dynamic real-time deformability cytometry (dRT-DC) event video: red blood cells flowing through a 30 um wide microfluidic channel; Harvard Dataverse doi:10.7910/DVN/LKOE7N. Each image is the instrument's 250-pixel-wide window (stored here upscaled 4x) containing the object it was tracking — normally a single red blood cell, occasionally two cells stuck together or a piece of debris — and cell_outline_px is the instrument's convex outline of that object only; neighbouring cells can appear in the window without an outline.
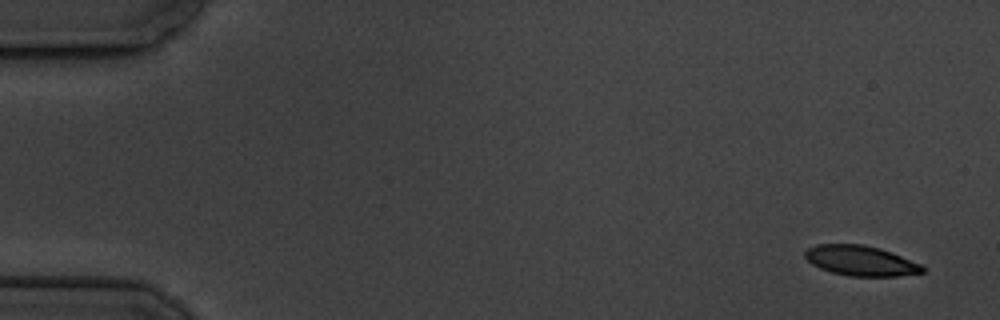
{"species": "common noctule bat (a hibernating species)", "species_latin": "Nyctalus noctula", "temperature_condition": "cold", "stored_images_in_passage": 4, "camera_frame_rate_fps": 3000, "um_per_image_px": 0.085, "animal": {"sex": "male", "body_mass_g": 19.5, "forearm_length_mm": 54.6}, "frame": {"image": 1, "passage_image": 1, "time_ms": 0.0, "image_size_px": [1000, 320], "cell_outline_px": [[924, 272], [896, 276], [848, 276], [832, 272], [820, 268], [812, 264], [804, 256], [804, 252], [808, 248], [816, 244], [864, 244], [880, 248], [892, 252], [920, 264], [924, 268]], "centroid_in_image_um": [73.14, 22.15], "position_along_channel_um": 11.9, "area_um2": 20.58}}